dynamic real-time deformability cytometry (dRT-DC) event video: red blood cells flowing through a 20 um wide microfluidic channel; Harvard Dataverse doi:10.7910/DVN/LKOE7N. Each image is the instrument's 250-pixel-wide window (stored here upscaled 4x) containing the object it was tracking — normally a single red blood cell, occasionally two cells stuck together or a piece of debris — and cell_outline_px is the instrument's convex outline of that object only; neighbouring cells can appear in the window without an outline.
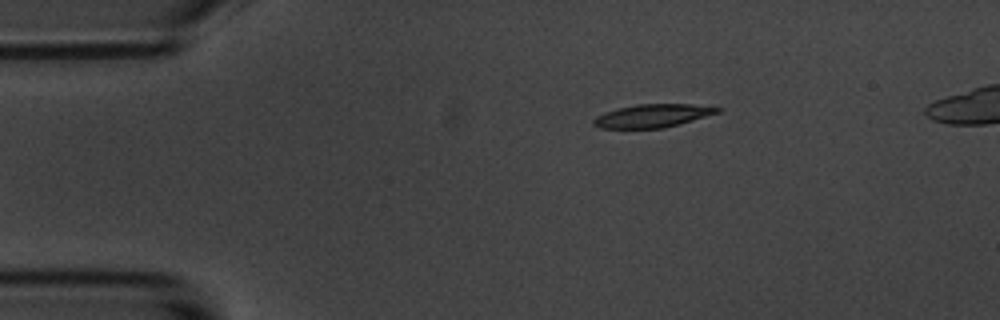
{"species": "common noctule bat (a hibernating species)", "species_latin": "Nyctalus noctula", "temperature_condition": "room temperature", "stored_images_in_passage": 45, "camera_frame_rate_fps": 3000, "um_per_image_px": 0.085, "animal": {"sex": "male", "body_mass_g": 20.1, "forearm_length_mm": 53.5}, "frame": {"image": 1, "passage_image": 1, "time_ms": 0.0, "image_size_px": [1000, 320], "cell_outline_px": [[724, 108], [720, 112], [664, 128], [600, 128], [592, 124], [592, 120], [596, 116], [604, 112], [616, 108], [636, 104], [692, 104]], "centroid_in_image_um": [55.44, 9.83], "position_along_channel_um": 29.6, "area_um2": 16.76}}
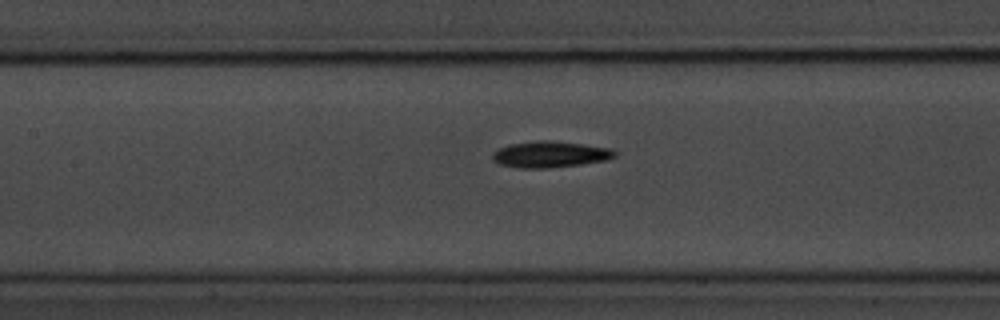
{"frame": {"image": 2, "passage_image": 16, "time_ms": 5.0, "image_size_px": [1000, 320], "cell_outline_px": [[616, 156], [604, 160], [580, 164], [544, 168], [520, 168], [500, 164], [492, 156], [492, 152], [508, 144], [536, 140], [552, 140], [584, 144], [612, 148], [616, 152]], "centroid_in_image_um": [46.76, 13.1], "position_along_channel_um": 160.6, "area_um2": 18.61}}
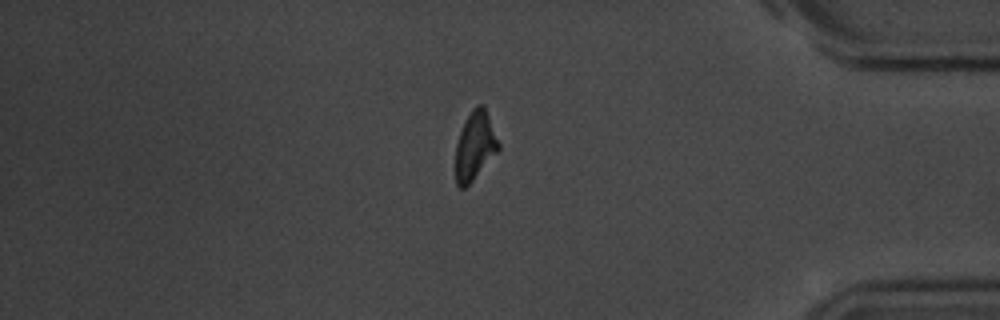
{"frame": {"image": 3, "passage_image": 38, "time_ms": 12.333, "image_size_px": [1000, 320], "cell_outline_px": [[500, 148], [472, 180], [464, 188], [460, 188], [456, 184], [456, 144], [460, 132], [472, 108], [476, 104], [484, 104], [500, 144]], "centroid_in_image_um": [40.37, 12.36], "position_along_channel_um": 394.8, "area_um2": 16.82}, "authors_computed_cell_mechanics": {"area_um2": 17.5712, "velocity_mm_per_s": 3.6111, "shape_relaxation_time_tau1_ms": 3.7768, "shape_relaxation_time_tau2_ms": 9.2195, "deformation_change_tau1": 0.132, "deformation_change_tau2": 0.1957}}